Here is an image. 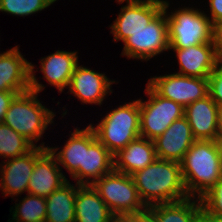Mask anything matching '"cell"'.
Returning <instances> with one entry per match:
<instances>
[{
  "mask_svg": "<svg viewBox=\"0 0 222 222\" xmlns=\"http://www.w3.org/2000/svg\"><path fill=\"white\" fill-rule=\"evenodd\" d=\"M92 186L114 215H135L148 209L130 175L113 170L97 179Z\"/></svg>",
  "mask_w": 222,
  "mask_h": 222,
  "instance_id": "6",
  "label": "cell"
},
{
  "mask_svg": "<svg viewBox=\"0 0 222 222\" xmlns=\"http://www.w3.org/2000/svg\"><path fill=\"white\" fill-rule=\"evenodd\" d=\"M14 207H11L12 220L8 222H45L46 217V198L27 193L22 199L18 200ZM13 211V212H12Z\"/></svg>",
  "mask_w": 222,
  "mask_h": 222,
  "instance_id": "25",
  "label": "cell"
},
{
  "mask_svg": "<svg viewBox=\"0 0 222 222\" xmlns=\"http://www.w3.org/2000/svg\"><path fill=\"white\" fill-rule=\"evenodd\" d=\"M62 149L58 147H48L55 156L57 164L69 172L73 180L79 184V166H83L84 148H87L95 139L94 130L88 125L84 129L75 128ZM58 151V152H57Z\"/></svg>",
  "mask_w": 222,
  "mask_h": 222,
  "instance_id": "17",
  "label": "cell"
},
{
  "mask_svg": "<svg viewBox=\"0 0 222 222\" xmlns=\"http://www.w3.org/2000/svg\"><path fill=\"white\" fill-rule=\"evenodd\" d=\"M199 199L207 212L222 217V178Z\"/></svg>",
  "mask_w": 222,
  "mask_h": 222,
  "instance_id": "28",
  "label": "cell"
},
{
  "mask_svg": "<svg viewBox=\"0 0 222 222\" xmlns=\"http://www.w3.org/2000/svg\"><path fill=\"white\" fill-rule=\"evenodd\" d=\"M106 114L96 126L89 125L96 138L115 155L140 136L139 99L119 105Z\"/></svg>",
  "mask_w": 222,
  "mask_h": 222,
  "instance_id": "4",
  "label": "cell"
},
{
  "mask_svg": "<svg viewBox=\"0 0 222 222\" xmlns=\"http://www.w3.org/2000/svg\"><path fill=\"white\" fill-rule=\"evenodd\" d=\"M159 95L184 108L208 95V78L189 77L178 73L153 76L147 82Z\"/></svg>",
  "mask_w": 222,
  "mask_h": 222,
  "instance_id": "10",
  "label": "cell"
},
{
  "mask_svg": "<svg viewBox=\"0 0 222 222\" xmlns=\"http://www.w3.org/2000/svg\"><path fill=\"white\" fill-rule=\"evenodd\" d=\"M113 170V154L96 138L84 148L83 166H79V185H91Z\"/></svg>",
  "mask_w": 222,
  "mask_h": 222,
  "instance_id": "21",
  "label": "cell"
},
{
  "mask_svg": "<svg viewBox=\"0 0 222 222\" xmlns=\"http://www.w3.org/2000/svg\"><path fill=\"white\" fill-rule=\"evenodd\" d=\"M30 63L18 46L0 53V91L18 94L29 91Z\"/></svg>",
  "mask_w": 222,
  "mask_h": 222,
  "instance_id": "15",
  "label": "cell"
},
{
  "mask_svg": "<svg viewBox=\"0 0 222 222\" xmlns=\"http://www.w3.org/2000/svg\"><path fill=\"white\" fill-rule=\"evenodd\" d=\"M218 140L222 141V104L217 105Z\"/></svg>",
  "mask_w": 222,
  "mask_h": 222,
  "instance_id": "36",
  "label": "cell"
},
{
  "mask_svg": "<svg viewBox=\"0 0 222 222\" xmlns=\"http://www.w3.org/2000/svg\"><path fill=\"white\" fill-rule=\"evenodd\" d=\"M208 2L211 15L206 16L210 19V22L213 24L222 20V0H208Z\"/></svg>",
  "mask_w": 222,
  "mask_h": 222,
  "instance_id": "32",
  "label": "cell"
},
{
  "mask_svg": "<svg viewBox=\"0 0 222 222\" xmlns=\"http://www.w3.org/2000/svg\"><path fill=\"white\" fill-rule=\"evenodd\" d=\"M197 222H222V217L212 215L201 206Z\"/></svg>",
  "mask_w": 222,
  "mask_h": 222,
  "instance_id": "33",
  "label": "cell"
},
{
  "mask_svg": "<svg viewBox=\"0 0 222 222\" xmlns=\"http://www.w3.org/2000/svg\"><path fill=\"white\" fill-rule=\"evenodd\" d=\"M201 206L199 198L188 197L177 202L156 204L147 210L157 222H197Z\"/></svg>",
  "mask_w": 222,
  "mask_h": 222,
  "instance_id": "24",
  "label": "cell"
},
{
  "mask_svg": "<svg viewBox=\"0 0 222 222\" xmlns=\"http://www.w3.org/2000/svg\"><path fill=\"white\" fill-rule=\"evenodd\" d=\"M65 176L55 156L46 148L35 160L27 193L46 198L68 181Z\"/></svg>",
  "mask_w": 222,
  "mask_h": 222,
  "instance_id": "14",
  "label": "cell"
},
{
  "mask_svg": "<svg viewBox=\"0 0 222 222\" xmlns=\"http://www.w3.org/2000/svg\"><path fill=\"white\" fill-rule=\"evenodd\" d=\"M34 68V64L30 63V90L17 94L13 98L2 123L25 137L36 147L49 124L54 122L56 113L42 105V101L40 102V99L37 98L45 86L36 78L35 71L38 70H34Z\"/></svg>",
  "mask_w": 222,
  "mask_h": 222,
  "instance_id": "1",
  "label": "cell"
},
{
  "mask_svg": "<svg viewBox=\"0 0 222 222\" xmlns=\"http://www.w3.org/2000/svg\"><path fill=\"white\" fill-rule=\"evenodd\" d=\"M212 44L218 59L222 55V20L212 24Z\"/></svg>",
  "mask_w": 222,
  "mask_h": 222,
  "instance_id": "30",
  "label": "cell"
},
{
  "mask_svg": "<svg viewBox=\"0 0 222 222\" xmlns=\"http://www.w3.org/2000/svg\"><path fill=\"white\" fill-rule=\"evenodd\" d=\"M195 141L185 116L175 120L163 134L153 140L157 158L178 163Z\"/></svg>",
  "mask_w": 222,
  "mask_h": 222,
  "instance_id": "13",
  "label": "cell"
},
{
  "mask_svg": "<svg viewBox=\"0 0 222 222\" xmlns=\"http://www.w3.org/2000/svg\"><path fill=\"white\" fill-rule=\"evenodd\" d=\"M139 196L146 207L187 199L178 162L156 158L155 161L131 175Z\"/></svg>",
  "mask_w": 222,
  "mask_h": 222,
  "instance_id": "2",
  "label": "cell"
},
{
  "mask_svg": "<svg viewBox=\"0 0 222 222\" xmlns=\"http://www.w3.org/2000/svg\"><path fill=\"white\" fill-rule=\"evenodd\" d=\"M35 146L15 130L0 124V157L11 159L22 156L31 151ZM3 156V157H2Z\"/></svg>",
  "mask_w": 222,
  "mask_h": 222,
  "instance_id": "26",
  "label": "cell"
},
{
  "mask_svg": "<svg viewBox=\"0 0 222 222\" xmlns=\"http://www.w3.org/2000/svg\"><path fill=\"white\" fill-rule=\"evenodd\" d=\"M121 55L148 61L169 50V32L166 11L163 8L146 27L133 33L124 42Z\"/></svg>",
  "mask_w": 222,
  "mask_h": 222,
  "instance_id": "8",
  "label": "cell"
},
{
  "mask_svg": "<svg viewBox=\"0 0 222 222\" xmlns=\"http://www.w3.org/2000/svg\"><path fill=\"white\" fill-rule=\"evenodd\" d=\"M221 164H222V141H221Z\"/></svg>",
  "mask_w": 222,
  "mask_h": 222,
  "instance_id": "38",
  "label": "cell"
},
{
  "mask_svg": "<svg viewBox=\"0 0 222 222\" xmlns=\"http://www.w3.org/2000/svg\"><path fill=\"white\" fill-rule=\"evenodd\" d=\"M76 184L68 180L46 197L45 222H75Z\"/></svg>",
  "mask_w": 222,
  "mask_h": 222,
  "instance_id": "23",
  "label": "cell"
},
{
  "mask_svg": "<svg viewBox=\"0 0 222 222\" xmlns=\"http://www.w3.org/2000/svg\"><path fill=\"white\" fill-rule=\"evenodd\" d=\"M50 0H0V11L15 16H29L48 8Z\"/></svg>",
  "mask_w": 222,
  "mask_h": 222,
  "instance_id": "27",
  "label": "cell"
},
{
  "mask_svg": "<svg viewBox=\"0 0 222 222\" xmlns=\"http://www.w3.org/2000/svg\"><path fill=\"white\" fill-rule=\"evenodd\" d=\"M17 94V92L0 91V124L3 122L11 101Z\"/></svg>",
  "mask_w": 222,
  "mask_h": 222,
  "instance_id": "31",
  "label": "cell"
},
{
  "mask_svg": "<svg viewBox=\"0 0 222 222\" xmlns=\"http://www.w3.org/2000/svg\"><path fill=\"white\" fill-rule=\"evenodd\" d=\"M144 92L149 99H139L140 136L153 141L175 120L184 116L185 108L159 95L148 83Z\"/></svg>",
  "mask_w": 222,
  "mask_h": 222,
  "instance_id": "7",
  "label": "cell"
},
{
  "mask_svg": "<svg viewBox=\"0 0 222 222\" xmlns=\"http://www.w3.org/2000/svg\"><path fill=\"white\" fill-rule=\"evenodd\" d=\"M169 5V1L164 0L169 48H188L201 43H212V23L204 11L184 6L168 12Z\"/></svg>",
  "mask_w": 222,
  "mask_h": 222,
  "instance_id": "5",
  "label": "cell"
},
{
  "mask_svg": "<svg viewBox=\"0 0 222 222\" xmlns=\"http://www.w3.org/2000/svg\"><path fill=\"white\" fill-rule=\"evenodd\" d=\"M184 116L196 140H218L217 104L209 94L186 106Z\"/></svg>",
  "mask_w": 222,
  "mask_h": 222,
  "instance_id": "18",
  "label": "cell"
},
{
  "mask_svg": "<svg viewBox=\"0 0 222 222\" xmlns=\"http://www.w3.org/2000/svg\"><path fill=\"white\" fill-rule=\"evenodd\" d=\"M116 81L108 78L105 73L77 65L68 85V92L77 97L83 104L101 106L106 96L113 93L111 85Z\"/></svg>",
  "mask_w": 222,
  "mask_h": 222,
  "instance_id": "12",
  "label": "cell"
},
{
  "mask_svg": "<svg viewBox=\"0 0 222 222\" xmlns=\"http://www.w3.org/2000/svg\"><path fill=\"white\" fill-rule=\"evenodd\" d=\"M137 222H157V220L148 210H146L137 214Z\"/></svg>",
  "mask_w": 222,
  "mask_h": 222,
  "instance_id": "35",
  "label": "cell"
},
{
  "mask_svg": "<svg viewBox=\"0 0 222 222\" xmlns=\"http://www.w3.org/2000/svg\"><path fill=\"white\" fill-rule=\"evenodd\" d=\"M42 142L28 153L2 161L0 164V190L6 196L16 197L27 192L36 158L46 149Z\"/></svg>",
  "mask_w": 222,
  "mask_h": 222,
  "instance_id": "11",
  "label": "cell"
},
{
  "mask_svg": "<svg viewBox=\"0 0 222 222\" xmlns=\"http://www.w3.org/2000/svg\"><path fill=\"white\" fill-rule=\"evenodd\" d=\"M180 165L188 196L200 198L222 178L221 141L196 140Z\"/></svg>",
  "mask_w": 222,
  "mask_h": 222,
  "instance_id": "3",
  "label": "cell"
},
{
  "mask_svg": "<svg viewBox=\"0 0 222 222\" xmlns=\"http://www.w3.org/2000/svg\"><path fill=\"white\" fill-rule=\"evenodd\" d=\"M208 94L217 105L222 104V70L218 66L208 76Z\"/></svg>",
  "mask_w": 222,
  "mask_h": 222,
  "instance_id": "29",
  "label": "cell"
},
{
  "mask_svg": "<svg viewBox=\"0 0 222 222\" xmlns=\"http://www.w3.org/2000/svg\"><path fill=\"white\" fill-rule=\"evenodd\" d=\"M178 60V74L208 78L217 67V56L212 43H201L188 48H169Z\"/></svg>",
  "mask_w": 222,
  "mask_h": 222,
  "instance_id": "16",
  "label": "cell"
},
{
  "mask_svg": "<svg viewBox=\"0 0 222 222\" xmlns=\"http://www.w3.org/2000/svg\"><path fill=\"white\" fill-rule=\"evenodd\" d=\"M113 216L92 184L76 183L75 222H111Z\"/></svg>",
  "mask_w": 222,
  "mask_h": 222,
  "instance_id": "22",
  "label": "cell"
},
{
  "mask_svg": "<svg viewBox=\"0 0 222 222\" xmlns=\"http://www.w3.org/2000/svg\"><path fill=\"white\" fill-rule=\"evenodd\" d=\"M77 54V51L57 50L53 54L41 57L40 71L44 74L43 78L49 85L55 86L59 93L68 88L73 72L79 64Z\"/></svg>",
  "mask_w": 222,
  "mask_h": 222,
  "instance_id": "20",
  "label": "cell"
},
{
  "mask_svg": "<svg viewBox=\"0 0 222 222\" xmlns=\"http://www.w3.org/2000/svg\"><path fill=\"white\" fill-rule=\"evenodd\" d=\"M111 222H137V214L135 215H114Z\"/></svg>",
  "mask_w": 222,
  "mask_h": 222,
  "instance_id": "34",
  "label": "cell"
},
{
  "mask_svg": "<svg viewBox=\"0 0 222 222\" xmlns=\"http://www.w3.org/2000/svg\"><path fill=\"white\" fill-rule=\"evenodd\" d=\"M217 66L222 70V55L218 58Z\"/></svg>",
  "mask_w": 222,
  "mask_h": 222,
  "instance_id": "37",
  "label": "cell"
},
{
  "mask_svg": "<svg viewBox=\"0 0 222 222\" xmlns=\"http://www.w3.org/2000/svg\"><path fill=\"white\" fill-rule=\"evenodd\" d=\"M121 11L114 22L109 25L113 41L124 42L133 33L142 30L164 8V0H116Z\"/></svg>",
  "mask_w": 222,
  "mask_h": 222,
  "instance_id": "9",
  "label": "cell"
},
{
  "mask_svg": "<svg viewBox=\"0 0 222 222\" xmlns=\"http://www.w3.org/2000/svg\"><path fill=\"white\" fill-rule=\"evenodd\" d=\"M156 158L154 142L139 136L113 155L114 171L131 176L152 164Z\"/></svg>",
  "mask_w": 222,
  "mask_h": 222,
  "instance_id": "19",
  "label": "cell"
}]
</instances>
